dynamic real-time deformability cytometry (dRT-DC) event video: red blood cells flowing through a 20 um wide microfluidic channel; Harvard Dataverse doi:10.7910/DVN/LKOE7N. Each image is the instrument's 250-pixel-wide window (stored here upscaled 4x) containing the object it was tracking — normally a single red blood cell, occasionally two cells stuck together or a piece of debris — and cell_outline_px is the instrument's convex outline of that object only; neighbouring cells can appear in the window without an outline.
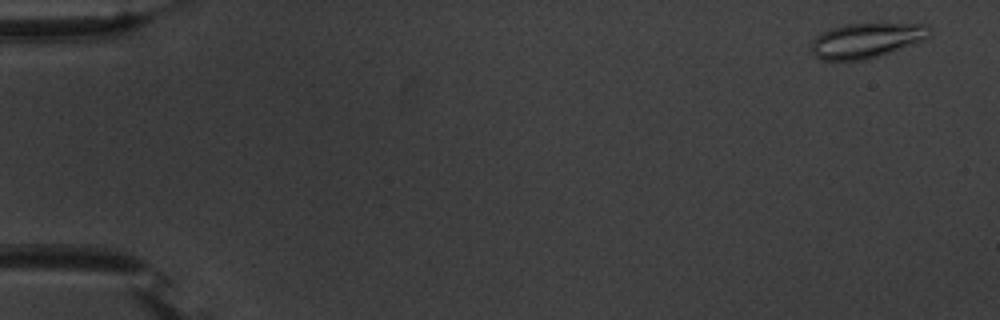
{"species": "common noctule bat (a hibernating species)", "species_latin": "Nyctalus noctula", "temperature_condition": "warm", "stored_images_in_passage": 55, "camera_frame_rate_fps": 3000, "um_per_image_px": 0.085, "animal": {"sex": "male", "body_mass_g": 20.1, "forearm_length_mm": 53.5}, "frame": {"image": 1, "passage_image": 3, "time_ms": 0.667, "image_size_px": [1000, 320], "cell_outline_px": [[932, 32], [924, 40], [864, 60], [820, 60], [812, 52], [812, 40], [816, 36], [832, 28], [848, 24], [928, 24], [932, 28]], "centroid_in_image_um": [73.65, 3.43], "position_along_channel_um": 11.3, "area_um2": 23.64}}
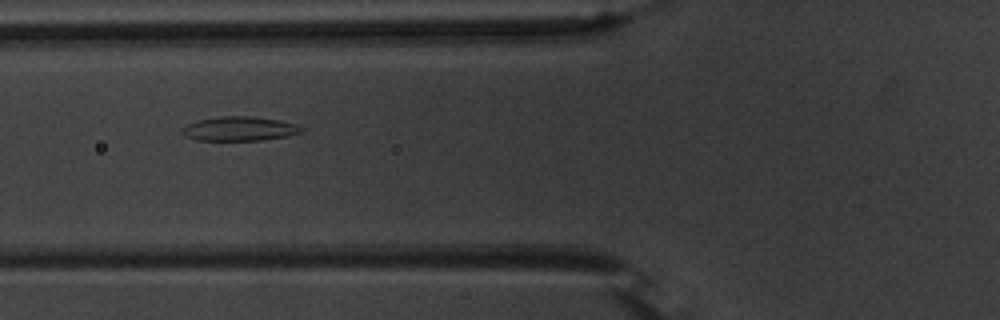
{"frame": {"image": 2, "passage_image": 22, "time_ms": 7.0, "image_size_px": [1000, 320], "cell_outline_px": [[304, 132], [288, 136], [260, 140], [196, 140], [184, 136], [180, 132], [180, 128], [184, 124], [196, 120], [220, 116], [252, 116], [280, 120], [296, 124], [304, 128]], "centroid_in_image_um": [20.31, 10.93], "position_along_channel_um": 105.5, "area_um2": 17.22}}
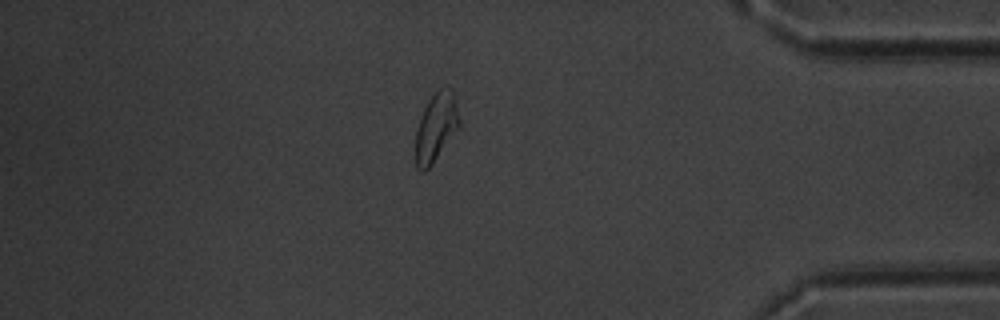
{"frame": {"image": 3, "passage_image": 48, "time_ms": 15.667, "image_size_px": [1000, 320], "cell_outline_px": [[460, 128], [432, 164], [424, 172], [420, 172], [416, 168], [416, 128], [420, 116], [424, 108], [432, 96], [440, 88], [452, 88], [456, 96], [460, 120]], "centroid_in_image_um": [37.09, 10.82], "position_along_channel_um": 398.1, "area_um2": 17.74}, "authors_computed_cell_mechanics": {"area_um2": 17.629, "velocity_mm_per_s": 3.7137, "shape_relaxation_time_tau1_ms": 6.3736, "shape_relaxation_time_tau2_ms": 2.7187, "deformation_change_tau1": 0.1441, "deformation_change_tau2": 0.0794}}